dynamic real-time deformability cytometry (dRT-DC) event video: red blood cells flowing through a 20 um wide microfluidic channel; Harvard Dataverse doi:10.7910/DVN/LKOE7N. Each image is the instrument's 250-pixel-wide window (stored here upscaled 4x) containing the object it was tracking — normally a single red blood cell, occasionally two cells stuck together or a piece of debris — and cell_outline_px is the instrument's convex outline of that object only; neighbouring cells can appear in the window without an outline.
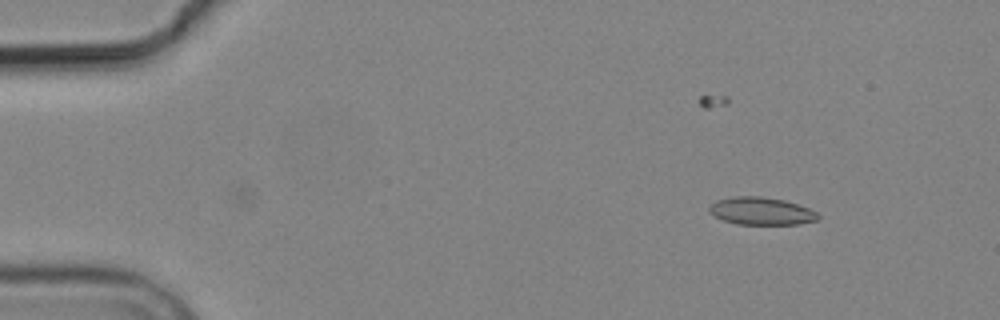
{"species": "common noctule bat (a hibernating species)", "species_latin": "Nyctalus noctula", "temperature_condition": "cold", "stored_images_in_passage": 3, "camera_frame_rate_fps": 3000, "um_per_image_px": 0.085, "animal": {"sex": "male", "body_mass_g": 19.2, "forearm_length_mm": 51.8}, "frame": {"image": 1, "passage_image": 3, "time_ms": 2.667, "image_size_px": [1000, 320], "cell_outline_px": [[820, 216], [816, 220], [796, 224], [736, 224], [724, 220], [708, 212], [708, 208], [716, 200], [736, 196], [760, 196], [784, 200], [808, 208], [816, 212]], "centroid_in_image_um": [64.68, 17.94], "position_along_channel_um": 20.3, "area_um2": 17.28}}